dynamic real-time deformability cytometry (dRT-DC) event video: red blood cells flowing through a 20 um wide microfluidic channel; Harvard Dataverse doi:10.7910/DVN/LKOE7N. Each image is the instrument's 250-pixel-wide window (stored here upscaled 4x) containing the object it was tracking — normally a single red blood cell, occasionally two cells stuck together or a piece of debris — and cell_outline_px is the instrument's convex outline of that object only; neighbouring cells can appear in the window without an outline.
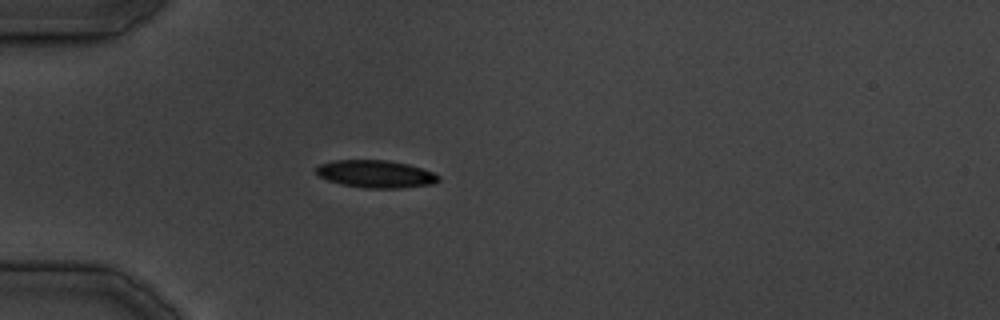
{"species": "common noctule bat (a hibernating species)", "species_latin": "Nyctalus noctula", "temperature_condition": "cold", "stored_images_in_passage": 13, "camera_frame_rate_fps": 3000, "um_per_image_px": 0.085, "animal": {"sex": "male", "body_mass_g": 19.5, "forearm_length_mm": 54.6}, "frame": {"image": 1, "passage_image": 8, "time_ms": 10.333, "image_size_px": [1000, 320], "cell_outline_px": [[440, 180], [436, 184], [400, 188], [364, 188], [340, 184], [328, 180], [320, 176], [316, 172], [316, 168], [320, 164], [332, 160], [388, 160], [408, 164], [432, 172], [440, 176]], "centroid_in_image_um": [31.96, 14.79], "position_along_channel_um": 53.0, "area_um2": 19.71}}